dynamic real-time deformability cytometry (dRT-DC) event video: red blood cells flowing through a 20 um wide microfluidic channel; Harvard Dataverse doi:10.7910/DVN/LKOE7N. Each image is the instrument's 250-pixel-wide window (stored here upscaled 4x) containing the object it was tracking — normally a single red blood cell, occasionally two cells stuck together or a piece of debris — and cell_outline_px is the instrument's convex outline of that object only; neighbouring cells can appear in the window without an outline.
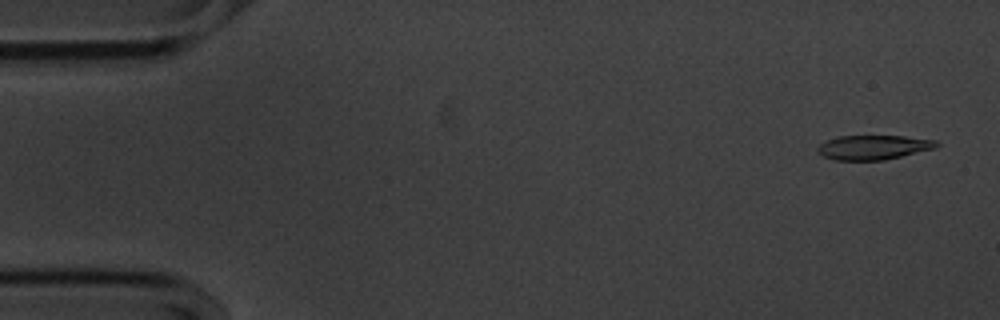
{"species": "common noctule bat (a hibernating species)", "species_latin": "Nyctalus noctula", "temperature_condition": "cold", "stored_images_in_passage": 55, "camera_frame_rate_fps": 3000, "um_per_image_px": 0.085, "animal": {"sex": "male", "body_mass_g": 20.1, "forearm_length_mm": 53.5}, "frame": {"image": 1, "passage_image": 2, "time_ms": 0.333, "image_size_px": [1000, 320], "cell_outline_px": [[940, 144], [936, 148], [884, 160], [832, 160], [816, 152], [816, 148], [820, 144], [836, 136], [904, 136], [936, 140]], "centroid_in_image_um": [74.23, 12.52], "position_along_channel_um": 10.8, "area_um2": 16.99}}
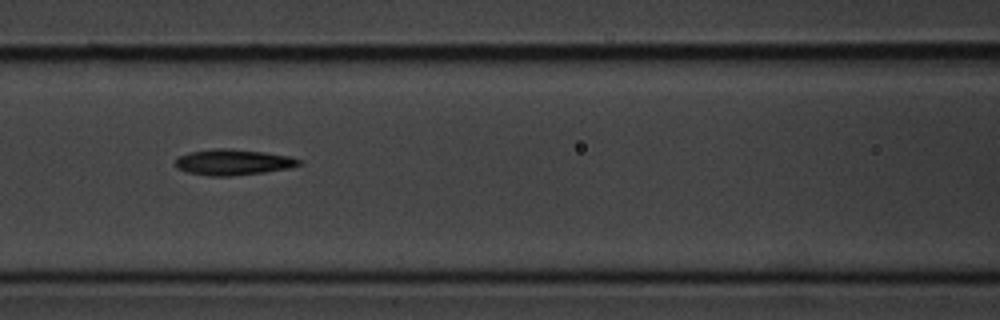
{"frame": {"image": 2, "passage_image": 23, "time_ms": 7.333, "image_size_px": [1000, 320], "cell_outline_px": [[304, 164], [288, 168], [264, 172], [228, 176], [208, 176], [188, 172], [176, 168], [172, 164], [176, 156], [188, 152], [216, 148], [228, 148], [292, 156], [300, 160]], "centroid_in_image_um": [19.75, 13.78], "position_along_channel_um": 146.9, "area_um2": 18.79}}
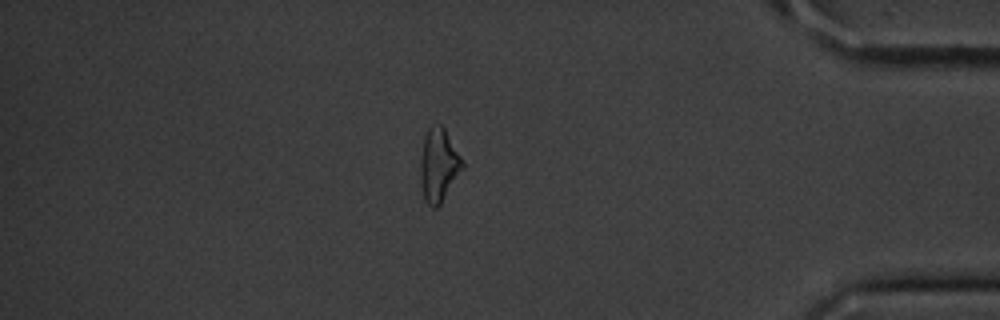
{"frame": {"image": 3, "passage_image": 47, "time_ms": 15.333, "image_size_px": [1000, 320], "cell_outline_px": [[464, 168], [440, 204], [436, 208], [432, 208], [424, 200], [420, 172], [420, 160], [424, 136], [428, 128], [432, 124], [440, 124], [444, 128], [460, 156], [464, 164]], "centroid_in_image_um": [37.28, 14.03], "position_along_channel_um": 397.9, "area_um2": 17.8}, "authors_computed_cell_mechanics": {"area_um2": 18.207, "velocity_mm_per_s": 3.5907, "shape_relaxation_time_tau1_ms": 3.1213, "shape_relaxation_time_tau2_ms": 6.8767, "deformation_change_tau1": 0.142, "deformation_change_tau2": 0.1952}}